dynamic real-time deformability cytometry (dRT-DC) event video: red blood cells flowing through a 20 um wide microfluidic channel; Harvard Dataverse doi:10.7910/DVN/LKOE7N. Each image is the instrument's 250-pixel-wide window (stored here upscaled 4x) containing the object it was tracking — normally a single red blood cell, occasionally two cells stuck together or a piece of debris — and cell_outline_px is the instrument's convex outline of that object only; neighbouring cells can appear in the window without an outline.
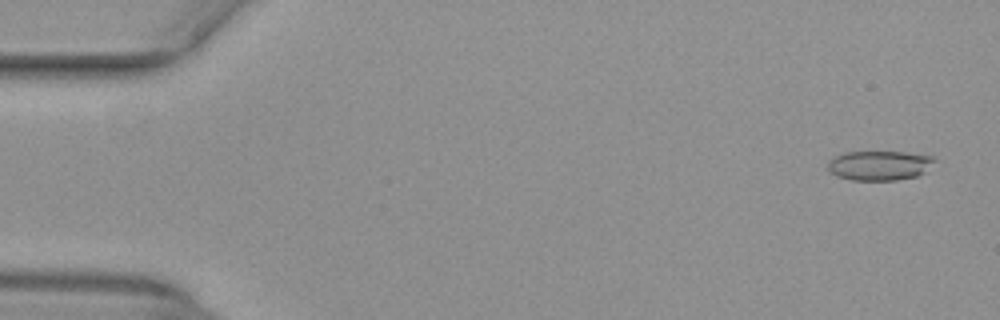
{"species": "common noctule bat (a hibernating species)", "species_latin": "Nyctalus noctula", "temperature_condition": "warm", "stored_images_in_passage": 53, "camera_frame_rate_fps": 3000, "um_per_image_px": 0.085, "animal": {"sex": "female", "body_mass_g": 29.2, "forearm_length_mm": 56.3}, "frame": {"image": 1, "passage_image": 3, "time_ms": 0.667, "image_size_px": [1000, 320], "cell_outline_px": [[936, 160], [924, 172], [916, 176], [896, 180], [852, 180], [836, 176], [828, 168], [828, 160], [836, 156], [848, 152], [904, 152], [932, 156]], "centroid_in_image_um": [74.74, 14.06], "position_along_channel_um": 10.3, "area_um2": 18.21}}
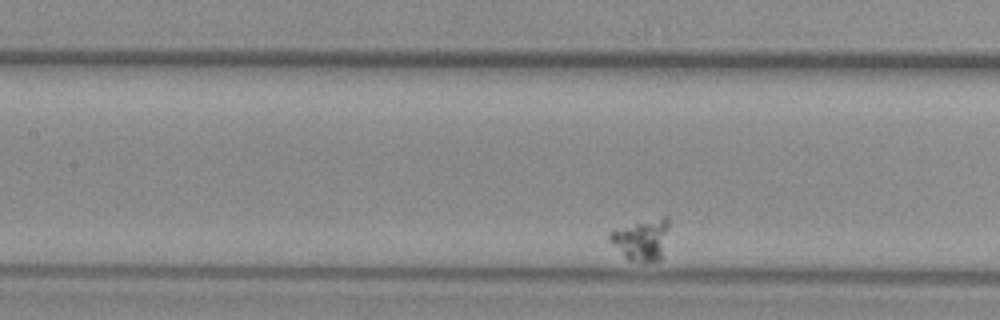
{"frame": {"image": 2, "passage_image": 20, "time_ms": 6.333, "image_size_px": [1000, 320], "cell_outline_px": [[668, 228], [660, 260], [644, 264], [628, 260], [608, 240], [608, 232], [664, 216], [668, 216]], "centroid_in_image_um": [54.52, 20.43], "position_along_channel_um": 152.9, "area_um2": 13.93}}
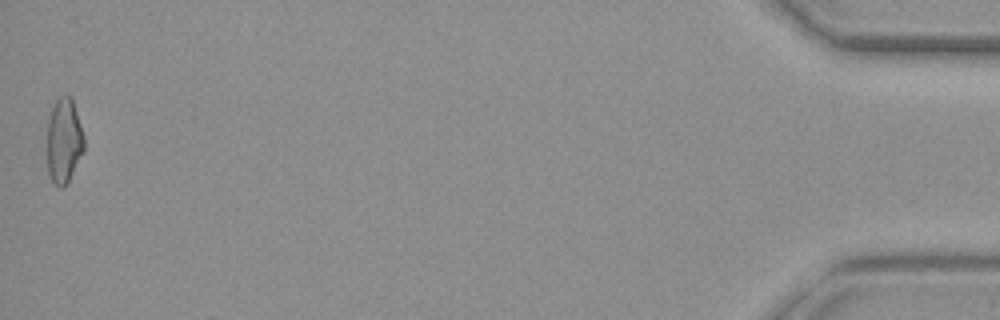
{"frame": {"image": 3, "passage_image": 53, "time_ms": 17.333, "image_size_px": [1000, 320], "cell_outline_px": [[84, 152], [64, 188], [60, 188], [52, 180], [48, 172], [48, 124], [52, 108], [56, 100], [60, 96], [68, 96], [72, 100], [84, 136]], "centroid_in_image_um": [5.45, 12.0], "position_along_channel_um": 429.8, "area_um2": 17.92}}